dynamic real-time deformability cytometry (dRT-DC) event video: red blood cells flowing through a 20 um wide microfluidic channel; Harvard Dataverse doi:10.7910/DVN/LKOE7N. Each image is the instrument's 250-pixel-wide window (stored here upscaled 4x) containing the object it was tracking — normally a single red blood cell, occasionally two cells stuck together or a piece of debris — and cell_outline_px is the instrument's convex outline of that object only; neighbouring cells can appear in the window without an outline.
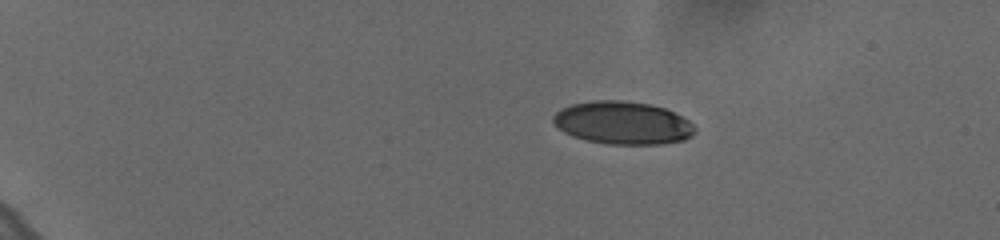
{"species": "human", "species_latin": "Homo sapiens", "temperature_condition": "cold", "stored_images_in_passage": 48, "camera_frame_rate_fps": 3000, "um_per_image_px": 0.085, "donor": {"sex": "female"}, "frame": {"image": 1, "passage_image": 1, "time_ms": 0.0, "image_size_px": [1000, 240], "cell_outline_px": [[696, 132], [692, 136], [684, 140], [660, 144], [608, 144], [584, 140], [572, 136], [564, 132], [552, 124], [552, 116], [556, 112], [572, 104], [596, 100], [620, 100], [648, 104], [664, 108], [688, 120], [696, 128]], "centroid_in_image_um": [52.91, 10.46], "position_along_channel_um": 32.1, "area_um2": 35.37}}
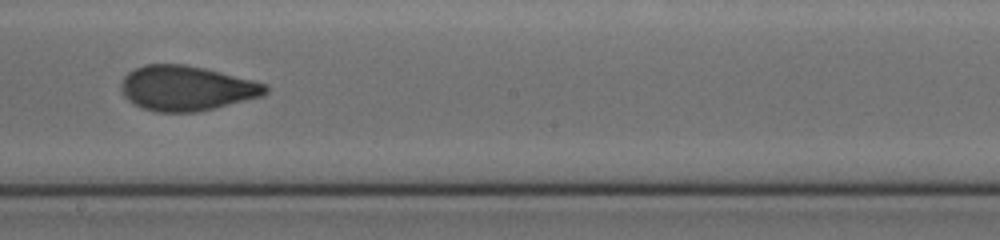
{"frame": {"image": 2, "passage_image": 26, "time_ms": 8.333, "image_size_px": [1000, 240], "cell_outline_px": [[268, 92], [260, 96], [196, 112], [156, 112], [132, 104], [124, 96], [120, 88], [120, 84], [124, 76], [128, 72], [144, 64], [184, 64], [204, 68], [268, 84]], "centroid_in_image_um": [15.8, 7.49], "position_along_channel_um": 232.4, "area_um2": 37.57}}
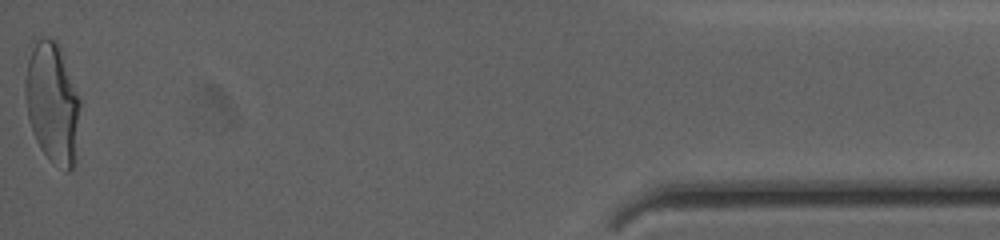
{"frame": {"image": 3, "passage_image": 48, "time_ms": 15.667, "image_size_px": [1000, 240], "cell_outline_px": [[80, 104], [72, 168], [68, 172], [52, 160], [40, 148], [32, 132], [28, 120], [24, 92], [24, 84], [28, 60], [32, 48], [44, 36], [56, 40], [60, 48], [80, 100]], "centroid_in_image_um": [4.41, 8.7], "position_along_channel_um": 430.8, "area_um2": 37.57}, "authors_computed_cell_mechanics": {"area_um2": 37.1076, "velocity_mm_per_s": 3.6345, "shape_relaxation_time_tau1_ms": 6.3228, "shape_relaxation_time_tau2_ms": 0.9568, "deformation_change_tau1": 0.1814, "deformation_change_tau2": 0.0613}}